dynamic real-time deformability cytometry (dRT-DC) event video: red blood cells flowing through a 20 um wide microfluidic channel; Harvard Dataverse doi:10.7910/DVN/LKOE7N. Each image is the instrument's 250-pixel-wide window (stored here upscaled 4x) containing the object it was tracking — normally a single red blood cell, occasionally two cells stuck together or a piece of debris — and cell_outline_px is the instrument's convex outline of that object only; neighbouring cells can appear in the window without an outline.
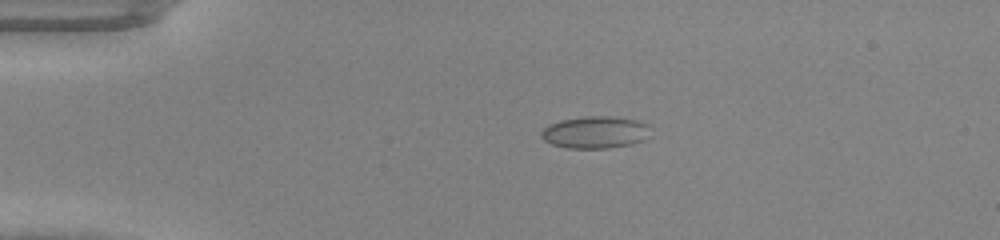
{"species": "common noctule bat (a hibernating species)", "species_latin": "Nyctalus noctula", "temperature_condition": "warm", "stored_images_in_passage": 40, "camera_frame_rate_fps": 3000, "um_per_image_px": 0.085, "animal": {"sex": "male", "body_mass_g": 20.0, "forearm_length_mm": 53.3}, "frame": {"image": 1, "passage_image": 1, "time_ms": 0.0, "image_size_px": [1000, 240], "cell_outline_px": [[648, 124], [644, 140], [632, 144], [608, 148], [564, 148], [552, 144], [544, 140], [540, 136], [540, 132], [548, 124], [560, 120], [584, 116], [608, 116], [636, 120]], "centroid_in_image_um": [50.52, 11.24], "position_along_channel_um": 34.5, "area_um2": 20.35}}
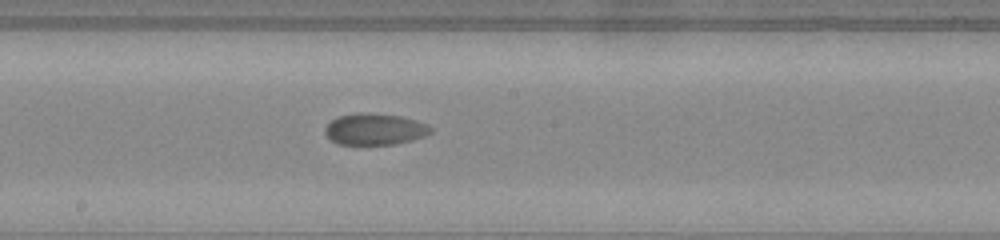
{"frame": {"image": 2, "passage_image": 18, "time_ms": 5.667, "image_size_px": [1000, 240], "cell_outline_px": [[432, 132], [424, 136], [412, 140], [396, 144], [340, 144], [332, 140], [324, 132], [324, 128], [336, 116], [356, 112], [364, 112], [400, 116], [416, 120], [428, 124], [432, 128]], "centroid_in_image_um": [31.86, 10.97], "position_along_channel_um": 216.3, "area_um2": 19.42}}
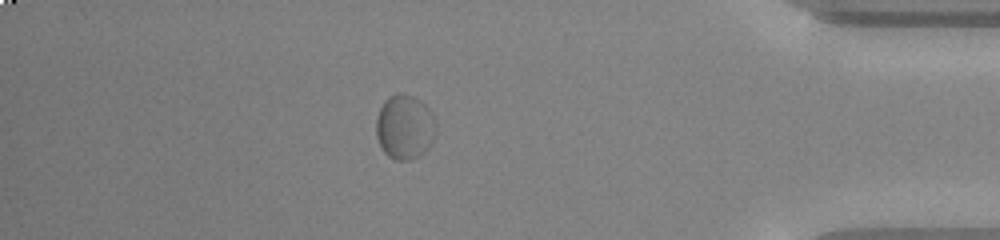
{"frame": {"image": 3, "passage_image": 34, "time_ms": 11.0, "image_size_px": [1000, 240], "cell_outline_px": [[436, 132], [432, 144], [424, 152], [408, 160], [396, 160], [388, 156], [384, 152], [376, 136], [376, 120], [380, 108], [384, 100], [388, 96], [396, 92], [404, 92], [416, 96], [432, 112], [436, 120]], "centroid_in_image_um": [34.41, 10.75], "position_along_channel_um": 400.8, "area_um2": 22.95}}